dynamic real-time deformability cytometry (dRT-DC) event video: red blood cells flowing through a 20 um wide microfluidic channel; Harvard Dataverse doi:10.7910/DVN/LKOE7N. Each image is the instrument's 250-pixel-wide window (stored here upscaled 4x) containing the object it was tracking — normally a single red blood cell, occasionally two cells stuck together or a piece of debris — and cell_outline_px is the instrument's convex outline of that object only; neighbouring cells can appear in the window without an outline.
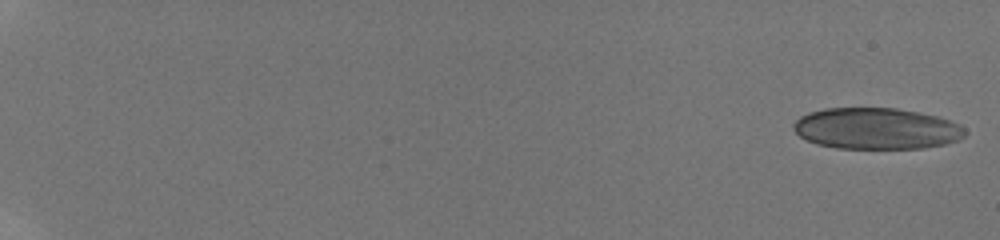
{"species": "human", "species_latin": "Homo sapiens", "temperature_condition": "room temperature", "stored_images_in_passage": 32, "camera_frame_rate_fps": 3000, "um_per_image_px": 0.085, "donor": {"sex": "male"}, "frame": {"image": 1, "passage_image": 1, "time_ms": 0.0, "image_size_px": [1000, 240], "cell_outline_px": [[968, 132], [960, 140], [944, 144], [924, 148], [836, 148], [816, 144], [800, 136], [792, 128], [792, 124], [800, 116], [808, 112], [824, 108], [896, 108], [940, 116], [960, 124]], "centroid_in_image_um": [74.51, 10.92], "position_along_channel_um": 10.5, "area_um2": 41.62}}
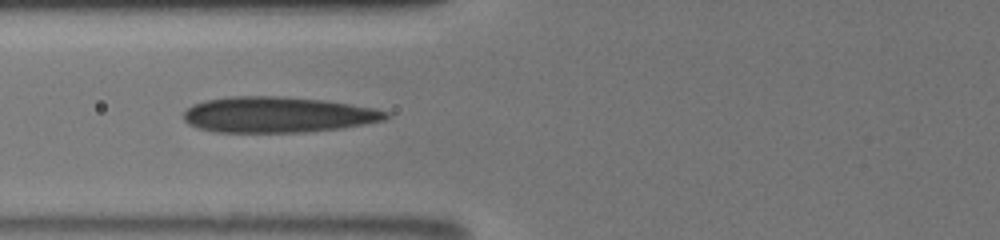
{"frame": {"image": 2, "passage_image": 13, "time_ms": 8.0, "image_size_px": [1000, 240], "cell_outline_px": [[392, 116], [384, 120], [364, 124], [340, 128], [304, 132], [212, 132], [196, 128], [188, 124], [184, 120], [184, 112], [192, 104], [204, 100], [232, 96], [276, 96], [324, 100], [376, 108], [388, 112]], "centroid_in_image_um": [23.59, 9.75], "position_along_channel_um": 102.2, "area_um2": 42.37}}
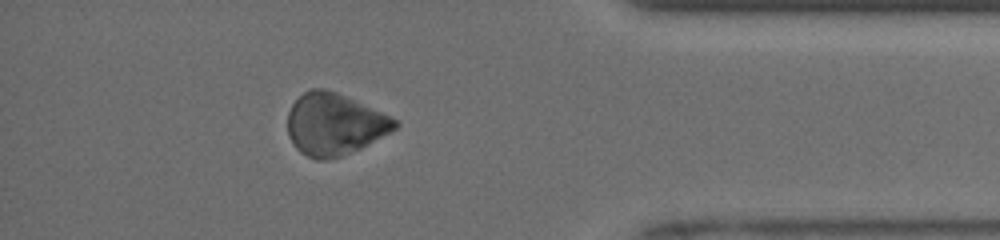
{"frame": {"image": 3, "passage_image": 28, "time_ms": 16.0, "image_size_px": [1000, 240], "cell_outline_px": [[400, 124], [396, 128], [360, 148], [340, 156], [324, 160], [316, 160], [300, 152], [296, 148], [288, 136], [288, 112], [292, 104], [304, 92], [312, 88], [320, 88], [336, 92], [348, 96], [392, 116], [400, 120]], "centroid_in_image_um": [28.43, 10.54], "position_along_channel_um": 406.8, "area_um2": 38.61}, "authors_computed_cell_mechanics": {"area_um2": 41.5293, "velocity_mm_per_s": 4.063, "shape_relaxation_time_tau1_ms": 0.8239, "shape_relaxation_time_tau2_ms": null, "deformation_change_tau1": 0.0276, "deformation_change_tau2": null}}